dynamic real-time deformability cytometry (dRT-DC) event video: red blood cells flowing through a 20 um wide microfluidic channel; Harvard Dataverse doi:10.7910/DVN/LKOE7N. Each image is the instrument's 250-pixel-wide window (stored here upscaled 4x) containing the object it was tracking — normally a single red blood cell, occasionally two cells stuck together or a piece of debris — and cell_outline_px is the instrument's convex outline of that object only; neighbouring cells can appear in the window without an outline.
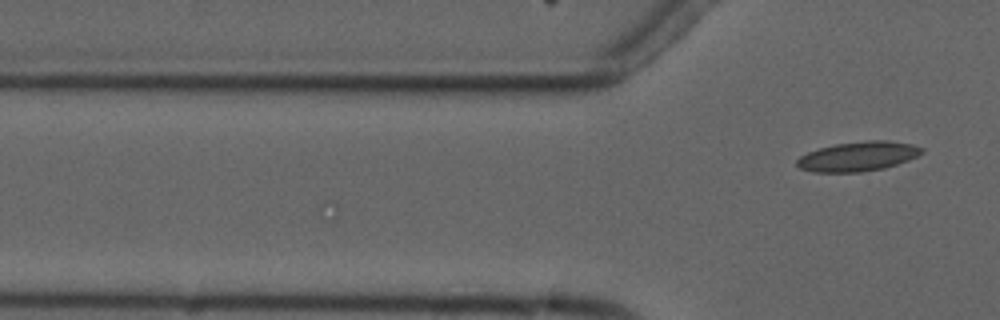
{"species": "common noctule bat (a hibernating species)", "species_latin": "Nyctalus noctula", "temperature_condition": "cold", "stored_images_in_passage": 2, "camera_frame_rate_fps": 3000, "um_per_image_px": 0.085, "animal": {"sex": "male", "forearm_length_mm": 52.5}, "frame": {"image": 1, "passage_image": 2, "time_ms": 1.333, "image_size_px": [1000, 320], "cell_outline_px": [[924, 152], [908, 160], [884, 168], [860, 172], [812, 172], [800, 168], [796, 164], [796, 160], [800, 156], [808, 152], [820, 148], [836, 144], [864, 140], [888, 140], [912, 144], [924, 148]], "centroid_in_image_um": [72.94, 13.29], "position_along_channel_um": 52.9, "area_um2": 21.5}}